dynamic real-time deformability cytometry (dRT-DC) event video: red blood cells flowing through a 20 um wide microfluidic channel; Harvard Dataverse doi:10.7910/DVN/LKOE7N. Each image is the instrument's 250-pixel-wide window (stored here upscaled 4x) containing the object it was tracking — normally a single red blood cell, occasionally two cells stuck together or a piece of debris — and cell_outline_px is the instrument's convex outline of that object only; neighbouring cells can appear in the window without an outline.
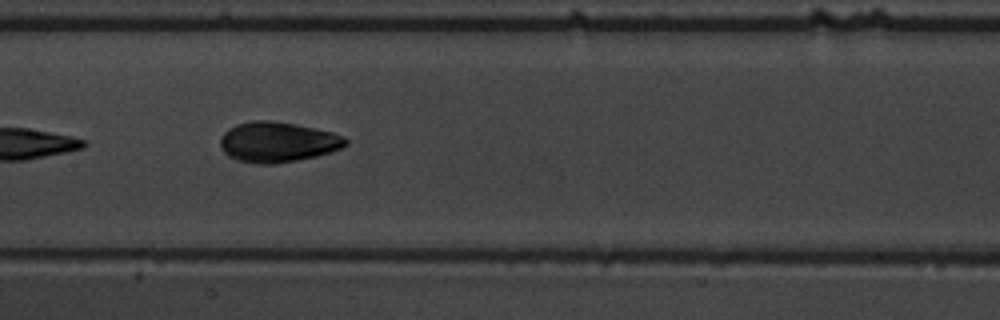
{"species": "common noctule bat (a hibernating species)", "species_latin": "Nyctalus noctula", "temperature_condition": "warm", "stored_images_in_passage": 11, "camera_frame_rate_fps": 3000, "um_per_image_px": 0.085, "animal": {"sex": "male", "body_mass_g": 19.5, "forearm_length_mm": 54.6}, "frame": {"image": 1, "passage_image": 7, "time_ms": 7.333, "image_size_px": [1000, 320], "cell_outline_px": [[348, 144], [332, 152], [316, 156], [276, 164], [256, 164], [236, 160], [228, 156], [224, 152], [220, 144], [220, 140], [224, 132], [228, 128], [236, 124], [252, 120], [268, 120], [296, 124], [332, 132], [344, 136], [348, 140]], "centroid_in_image_um": [23.59, 12.07], "position_along_channel_um": 183.8, "area_um2": 29.59}}
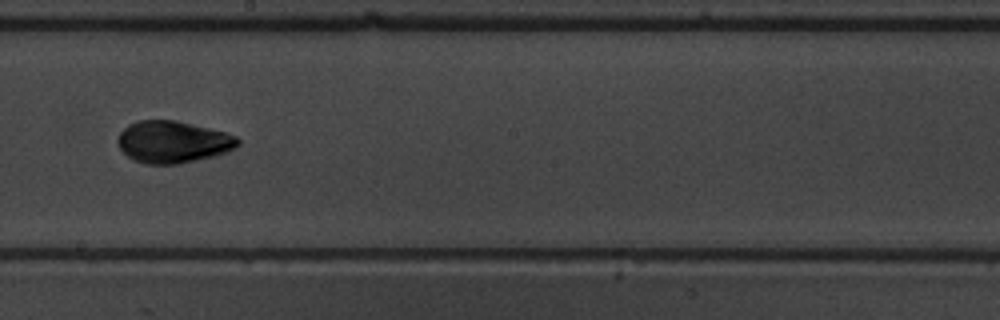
{"frame": {"image": 2, "passage_image": 8, "time_ms": 8.667, "image_size_px": [1000, 320], "cell_outline_px": [[240, 144], [228, 152], [216, 156], [176, 164], [148, 164], [132, 160], [120, 148], [116, 140], [120, 132], [128, 124], [136, 120], [176, 120], [224, 132], [236, 136], [240, 140]], "centroid_in_image_um": [14.69, 12.06], "position_along_channel_um": 233.5, "area_um2": 29.48}}
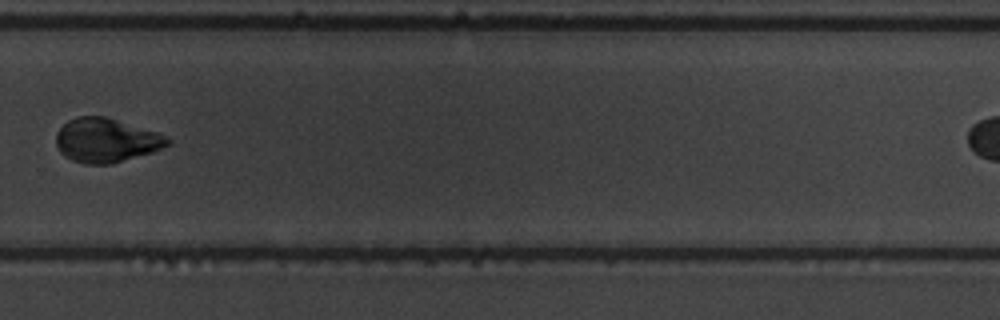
{"frame": {"image": 3, "passage_image": 10, "time_ms": 11.0, "image_size_px": [1000, 320], "cell_outline_px": [[172, 140], [168, 144], [152, 152], [112, 164], [84, 164], [72, 160], [64, 156], [60, 152], [56, 144], [56, 132], [68, 120], [76, 116], [104, 116], [160, 132]], "centroid_in_image_um": [9.01, 11.92], "position_along_channel_um": 320.8, "area_um2": 28.78}}